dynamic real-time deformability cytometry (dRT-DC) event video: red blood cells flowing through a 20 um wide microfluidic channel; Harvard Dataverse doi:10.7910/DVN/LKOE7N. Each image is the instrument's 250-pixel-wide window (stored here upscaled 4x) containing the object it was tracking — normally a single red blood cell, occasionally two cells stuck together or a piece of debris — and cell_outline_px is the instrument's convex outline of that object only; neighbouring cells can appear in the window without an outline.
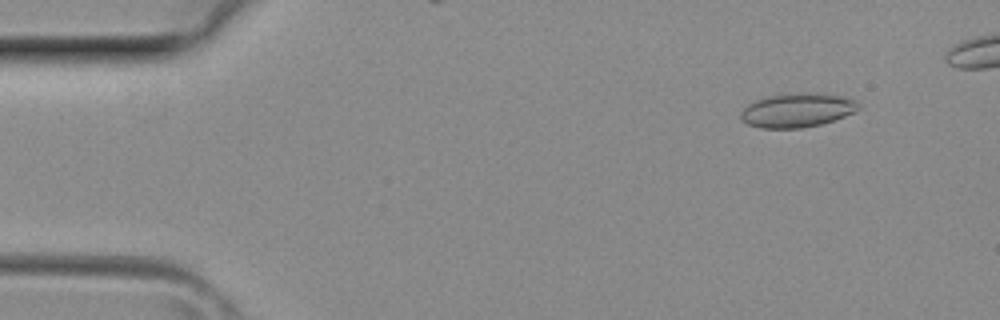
{"species": "common noctule bat (a hibernating species)", "species_latin": "Nyctalus noctula", "temperature_condition": "room temperature", "stored_images_in_passage": 35, "camera_frame_rate_fps": 3000, "um_per_image_px": 0.085, "animal": {"sex": "female", "body_mass_g": 29.2, "forearm_length_mm": 56.3}, "frame": {"image": 1, "passage_image": 4, "time_ms": 1.0, "image_size_px": [1000, 320], "cell_outline_px": [[860, 108], [856, 112], [820, 124], [800, 128], [760, 128], [748, 124], [740, 116], [740, 112], [748, 104], [756, 100], [768, 96], [804, 92], [844, 96], [856, 100]], "centroid_in_image_um": [67.77, 9.36], "position_along_channel_um": 17.2, "area_um2": 23.18}}
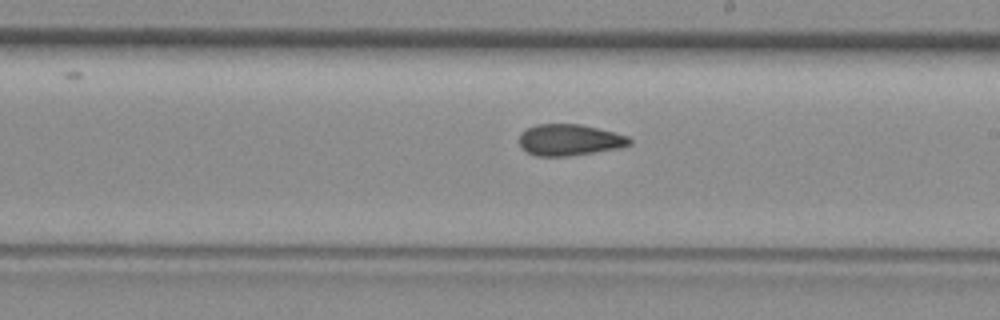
{"frame": {"image": 2, "passage_image": 22, "time_ms": 7.0, "image_size_px": [1000, 320], "cell_outline_px": [[632, 144], [620, 148], [568, 156], [536, 156], [528, 152], [520, 144], [520, 132], [536, 124], [580, 124], [628, 136], [632, 140]], "centroid_in_image_um": [48.42, 11.89], "position_along_channel_um": 240.6, "area_um2": 20.0}}
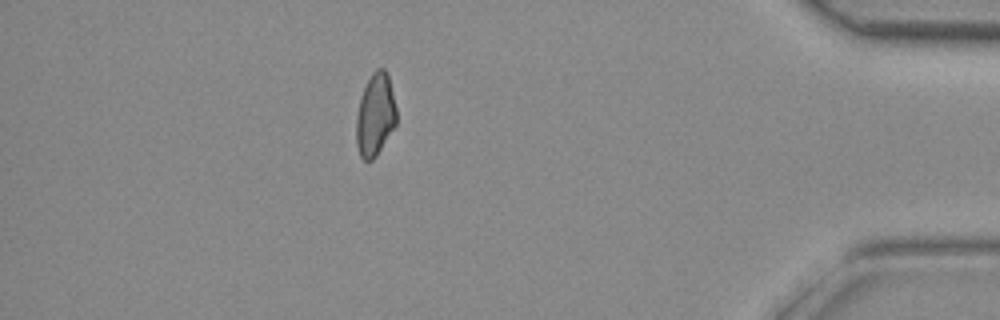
{"frame": {"image": 3, "passage_image": 34, "time_ms": 11.0, "image_size_px": [1000, 320], "cell_outline_px": [[396, 124], [376, 156], [372, 160], [364, 160], [360, 156], [356, 144], [356, 116], [360, 100], [364, 88], [372, 72], [376, 68], [384, 68], [388, 72], [396, 108]], "centroid_in_image_um": [31.89, 9.75], "position_along_channel_um": 403.3, "area_um2": 19.31}}